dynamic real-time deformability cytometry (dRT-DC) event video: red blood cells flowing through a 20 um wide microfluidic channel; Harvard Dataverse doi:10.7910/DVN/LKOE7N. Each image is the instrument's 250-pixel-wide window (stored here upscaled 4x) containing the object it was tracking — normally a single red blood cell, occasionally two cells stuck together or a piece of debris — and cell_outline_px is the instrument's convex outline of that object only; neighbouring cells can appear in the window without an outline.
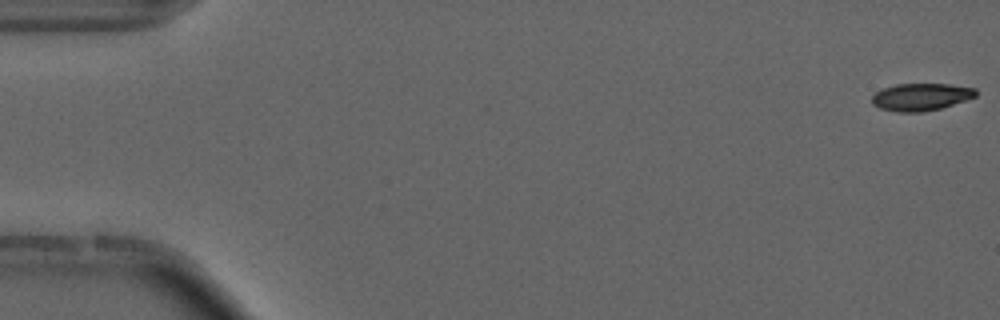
{"species": "common noctule bat (a hibernating species)", "species_latin": "Nyctalus noctula", "temperature_condition": "cold", "stored_images_in_passage": 55, "camera_frame_rate_fps": 3000, "um_per_image_px": 0.085, "animal": {"sex": "male", "forearm_length_mm": 52.5}, "frame": {"image": 1, "passage_image": 1, "time_ms": 0.0, "image_size_px": [1000, 320], "cell_outline_px": [[976, 96], [940, 108], [920, 112], [896, 112], [880, 108], [872, 104], [872, 96], [876, 92], [884, 88], [896, 84], [948, 84], [976, 88]], "centroid_in_image_um": [78.25, 8.23], "position_along_channel_um": 6.8, "area_um2": 16.36}}
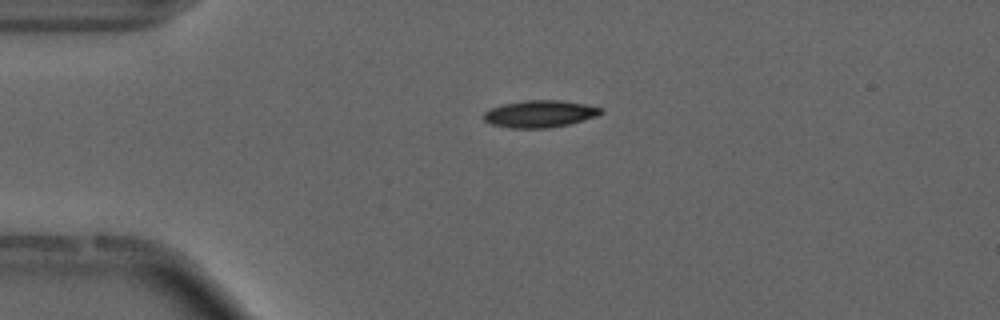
{"frame": {"image": 2, "passage_image": 13, "time_ms": 4.0, "image_size_px": [1000, 320], "cell_outline_px": [[604, 112], [596, 116], [568, 124], [548, 128], [508, 128], [488, 124], [484, 120], [484, 112], [492, 108], [504, 104], [524, 100], [560, 100], [584, 104], [604, 108]], "centroid_in_image_um": [45.87, 9.68], "position_along_channel_um": 39.1, "area_um2": 18.5}, "authors_computed_cell_mechanics": {"area_um2": 17.2822, "velocity_mm_per_s": 3.7099, "shape_relaxation_time_tau1_ms": 4.4444, "shape_relaxation_time_tau2_ms": null, "deformation_change_tau1": 0.1051, "deformation_change_tau2": null}}